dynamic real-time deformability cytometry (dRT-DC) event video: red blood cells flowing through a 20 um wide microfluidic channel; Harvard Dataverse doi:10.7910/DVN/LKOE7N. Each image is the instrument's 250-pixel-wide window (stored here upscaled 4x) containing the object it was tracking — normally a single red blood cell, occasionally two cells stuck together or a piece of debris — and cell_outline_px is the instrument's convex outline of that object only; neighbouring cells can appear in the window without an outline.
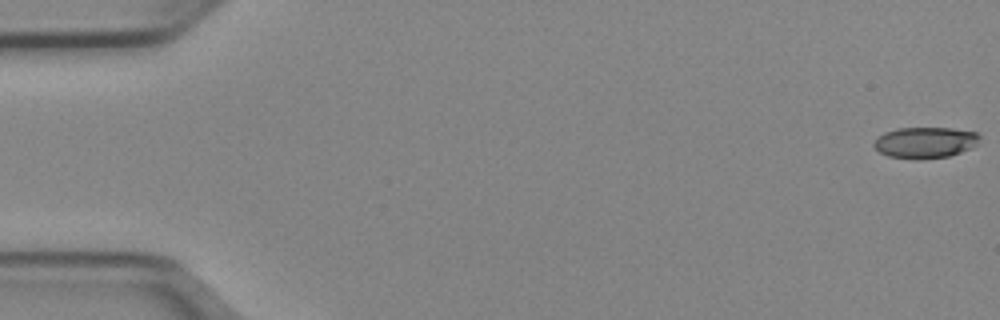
{"species": "Egyptian fruit bat (a non-hibernating species)", "species_latin": "Rousettus aegyptiacus", "temperature_condition": "cold", "stored_images_in_passage": 52, "camera_frame_rate_fps": 3000, "um_per_image_px": 0.085, "animal": {"sex": "female"}, "frame": {"image": 1, "passage_image": 1, "time_ms": 0.0, "image_size_px": [1000, 320], "cell_outline_px": [[980, 136], [976, 144], [960, 152], [948, 156], [888, 156], [880, 152], [872, 144], [884, 132], [896, 128], [952, 128], [976, 132]], "centroid_in_image_um": [78.64, 12.05], "position_along_channel_um": 6.4, "area_um2": 18.15}}
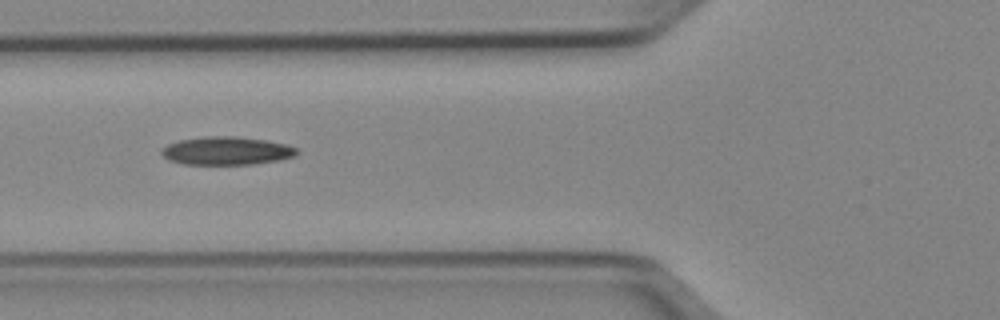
{"frame": {"image": 2, "passage_image": 20, "time_ms": 6.333, "image_size_px": [1000, 320], "cell_outline_px": [[300, 152], [296, 156], [280, 160], [252, 164], [184, 164], [168, 160], [160, 152], [168, 144], [180, 140], [208, 136], [236, 136], [264, 140], [288, 144], [296, 148]], "centroid_in_image_um": [19.31, 12.82], "position_along_channel_um": 106.5, "area_um2": 22.2}}
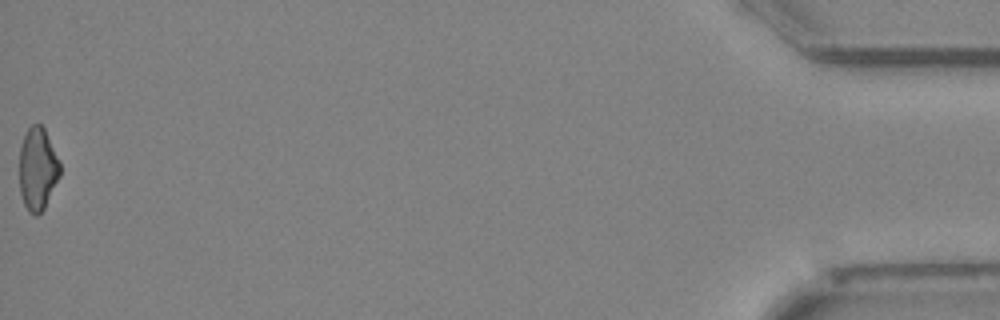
{"frame": {"image": 3, "passage_image": 52, "time_ms": 17.0, "image_size_px": [1000, 320], "cell_outline_px": [[60, 176], [44, 208], [36, 216], [28, 212], [24, 204], [20, 192], [20, 148], [24, 136], [28, 128], [32, 124], [40, 124], [44, 128], [60, 160]], "centroid_in_image_um": [3.21, 14.36], "position_along_channel_um": 432.0, "area_um2": 19.54}, "authors_computed_cell_mechanics": {"area_um2": 20.6924, "velocity_mm_per_s": 3.9909, "shape_relaxation_time_tau1_ms": null, "shape_relaxation_time_tau2_ms": 10.2885, "deformation_change_tau1": null, "deformation_change_tau2": 0.2267}}